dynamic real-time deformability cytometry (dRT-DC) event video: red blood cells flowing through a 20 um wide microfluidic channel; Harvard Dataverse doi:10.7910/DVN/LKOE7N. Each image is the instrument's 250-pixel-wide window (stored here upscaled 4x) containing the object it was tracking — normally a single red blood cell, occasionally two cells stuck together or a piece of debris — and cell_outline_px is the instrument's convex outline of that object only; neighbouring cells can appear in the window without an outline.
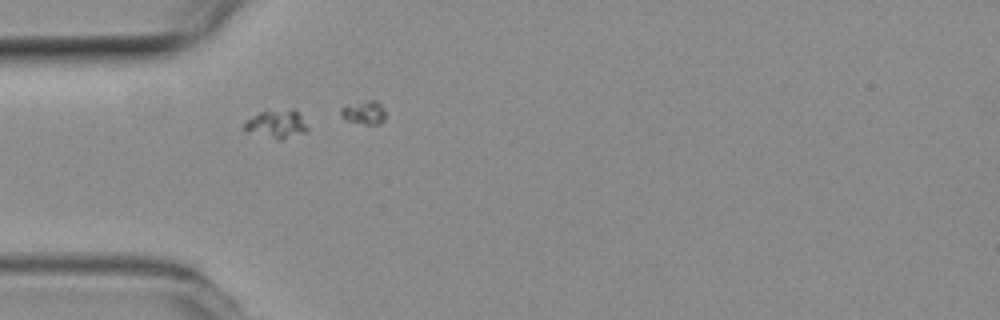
{"species": "common noctule bat (a hibernating species)", "species_latin": "Nyctalus noctula", "temperature_condition": "room temperature", "stored_images_in_passage": 40, "camera_frame_rate_fps": 3000, "um_per_image_px": 0.085, "animal": {"sex": "female", "body_mass_g": 19.3, "forearm_length_mm": 54.1}, "frame": {"image": 1, "passage_image": 1, "time_ms": 0.0, "image_size_px": [1000, 320], "cell_outline_px": [[308, 132], [280, 140], [276, 140], [248, 132], [244, 128], [244, 124], [252, 116], [260, 112], [292, 108], [300, 112], [308, 128]], "centroid_in_image_um": [23.56, 10.55], "position_along_channel_um": 61.4, "area_um2": 10.58}}